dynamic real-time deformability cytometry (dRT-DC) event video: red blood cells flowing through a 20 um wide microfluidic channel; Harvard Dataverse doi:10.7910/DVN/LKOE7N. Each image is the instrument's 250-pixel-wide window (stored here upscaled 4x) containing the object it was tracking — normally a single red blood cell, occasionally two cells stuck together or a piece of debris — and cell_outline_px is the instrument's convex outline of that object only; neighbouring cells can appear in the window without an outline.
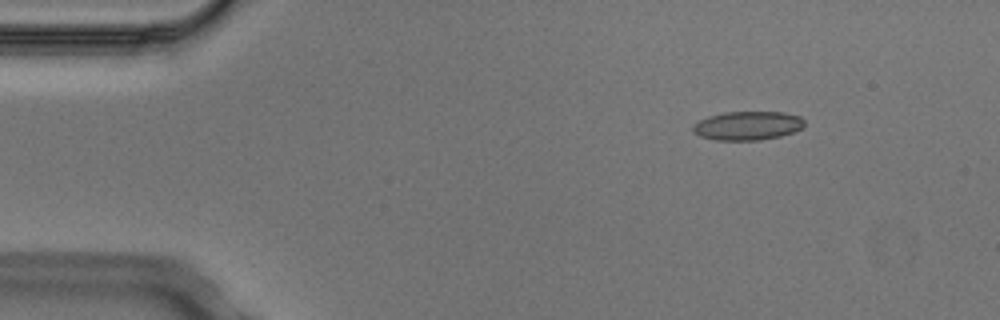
{"species": "Egyptian fruit bat (a non-hibernating species)", "species_latin": "Rousettus aegyptiacus", "temperature_condition": "cold", "stored_images_in_passage": 4, "camera_frame_rate_fps": 3000, "um_per_image_px": 0.085, "animal": {"sex": "male"}, "frame": {"image": 1, "passage_image": 1, "time_ms": 0.0, "image_size_px": [1000, 320], "cell_outline_px": [[804, 128], [780, 136], [760, 140], [716, 140], [700, 136], [692, 132], [692, 124], [708, 116], [724, 112], [784, 112], [800, 116], [804, 120]], "centroid_in_image_um": [63.54, 10.68], "position_along_channel_um": 21.5, "area_um2": 18.84}}
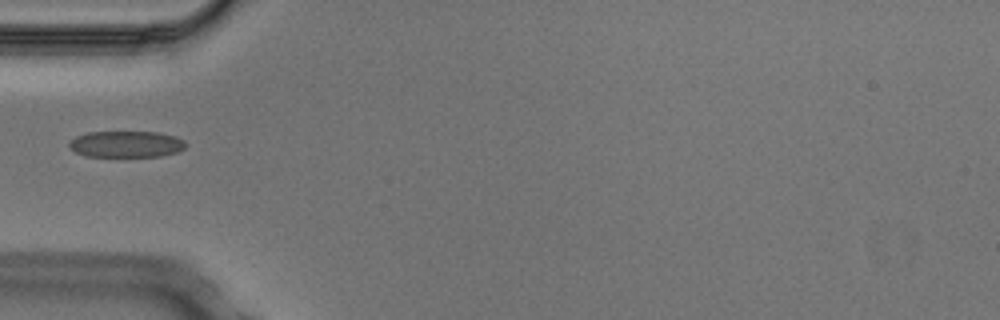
{"frame": {"image": 2, "passage_image": 4, "time_ms": 1.0, "image_size_px": [1000, 320], "cell_outline_px": [[188, 144], [184, 148], [176, 152], [160, 156], [84, 156], [68, 148], [68, 144], [76, 136], [88, 132], [156, 132], [176, 136], [184, 140]], "centroid_in_image_um": [10.73, 12.25], "position_along_channel_um": 74.3, "area_um2": 17.92}}